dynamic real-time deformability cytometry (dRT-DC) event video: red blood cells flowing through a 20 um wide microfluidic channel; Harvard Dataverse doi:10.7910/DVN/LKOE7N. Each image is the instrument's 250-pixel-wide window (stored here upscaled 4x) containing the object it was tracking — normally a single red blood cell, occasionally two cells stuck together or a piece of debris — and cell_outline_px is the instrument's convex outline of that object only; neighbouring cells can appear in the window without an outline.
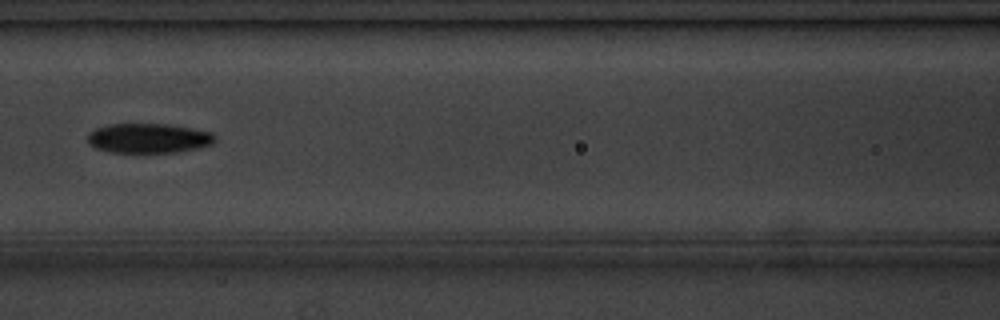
{"species": "common noctule bat (a hibernating species)", "species_latin": "Nyctalus noctula", "temperature_condition": "cold", "stored_images_in_passage": 8, "camera_frame_rate_fps": 3000, "um_per_image_px": 0.085, "animal": {"sex": "male", "body_mass_g": 20.1, "forearm_length_mm": 53.5}, "frame": {"image": 1, "passage_image": 7, "time_ms": 7.0, "image_size_px": [1000, 320], "cell_outline_px": [[216, 140], [212, 144], [196, 148], [176, 152], [108, 152], [96, 148], [88, 144], [88, 132], [96, 128], [108, 124], [164, 124], [212, 132], [216, 136]], "centroid_in_image_um": [12.59, 11.75], "position_along_channel_um": 154.0, "area_um2": 21.91}}